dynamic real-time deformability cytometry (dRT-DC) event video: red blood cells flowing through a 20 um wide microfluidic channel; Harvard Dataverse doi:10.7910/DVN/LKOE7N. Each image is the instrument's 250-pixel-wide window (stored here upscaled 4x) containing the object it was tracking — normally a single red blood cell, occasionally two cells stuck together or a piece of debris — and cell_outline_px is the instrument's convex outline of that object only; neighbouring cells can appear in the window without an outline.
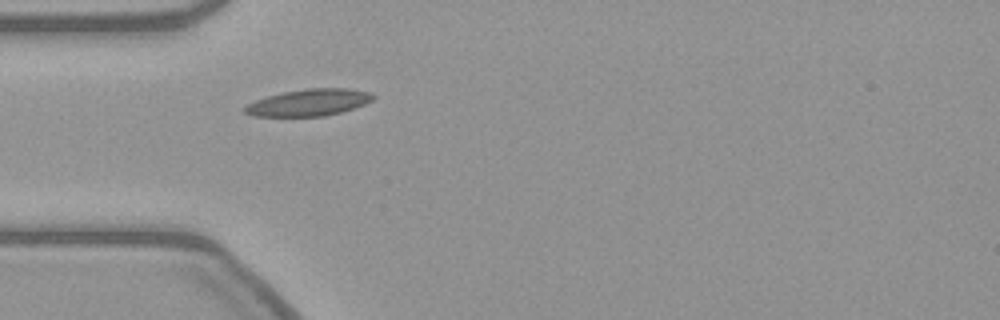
{"species": "common noctule bat (a hibernating species)", "species_latin": "Nyctalus noctula", "temperature_condition": "warm", "stored_images_in_passage": 40, "camera_frame_rate_fps": 3000, "um_per_image_px": 0.085, "animal": {"sex": "female", "body_mass_g": 21.9}, "frame": {"image": 1, "passage_image": 1, "time_ms": 0.0, "image_size_px": [1000, 320], "cell_outline_px": [[376, 96], [372, 100], [364, 104], [340, 112], [324, 116], [252, 116], [244, 112], [240, 108], [256, 100], [268, 96], [284, 92], [308, 88], [348, 88], [372, 92]], "centroid_in_image_um": [26.25, 8.71], "position_along_channel_um": 58.8, "area_um2": 20.0}}
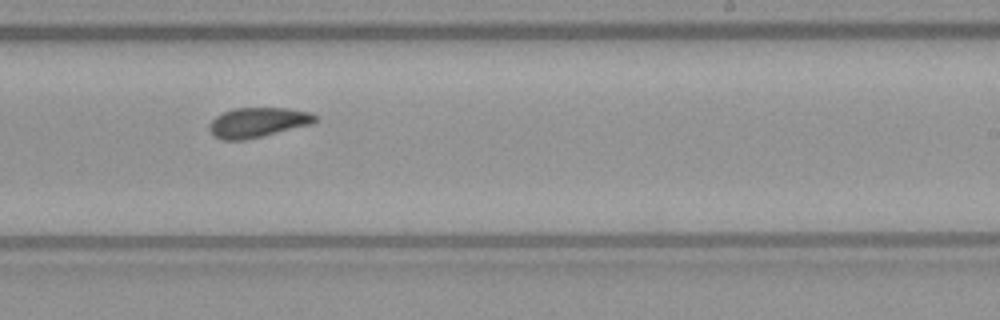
{"frame": {"image": 2, "passage_image": 18, "time_ms": 5.667, "image_size_px": [1000, 320], "cell_outline_px": [[316, 120], [312, 124], [244, 140], [220, 140], [212, 136], [208, 128], [208, 124], [216, 116], [224, 112], [236, 108], [288, 108], [312, 112], [316, 116]], "centroid_in_image_um": [21.88, 10.41], "position_along_channel_um": 267.1, "area_um2": 18.44}}
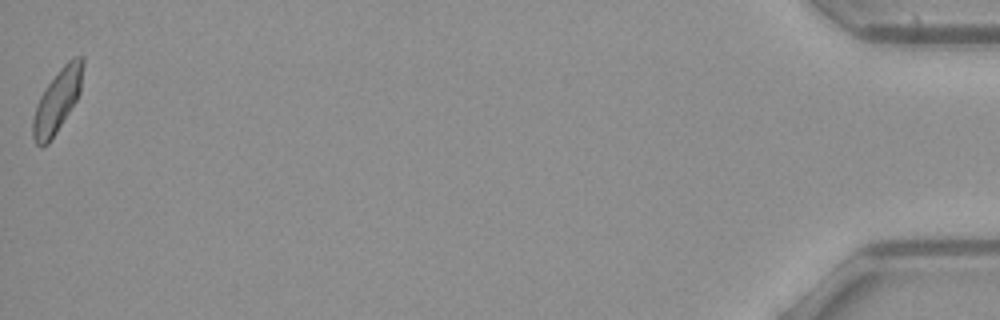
{"frame": {"image": 3, "passage_image": 40, "time_ms": 13.0, "image_size_px": [1000, 320], "cell_outline_px": [[84, 64], [80, 92], [76, 100], [56, 132], [48, 144], [40, 148], [36, 144], [32, 136], [32, 120], [36, 104], [44, 88], [60, 68], [72, 56], [84, 56]], "centroid_in_image_um": [4.86, 8.54], "position_along_channel_um": 430.3, "area_um2": 18.44}}